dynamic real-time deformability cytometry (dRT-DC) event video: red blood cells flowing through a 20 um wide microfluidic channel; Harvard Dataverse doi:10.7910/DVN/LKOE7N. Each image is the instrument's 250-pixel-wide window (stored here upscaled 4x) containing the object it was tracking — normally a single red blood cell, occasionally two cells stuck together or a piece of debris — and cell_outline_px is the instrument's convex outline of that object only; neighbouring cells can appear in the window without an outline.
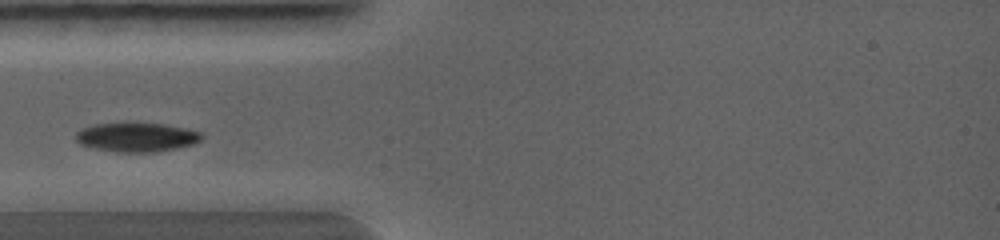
{"species": "common noctule bat (a hibernating species)", "species_latin": "Nyctalus noctula", "temperature_condition": "warm", "stored_images_in_passage": 10, "camera_frame_rate_fps": 5000, "um_per_image_px": 0.085, "animal": {"sex": "female", "body_mass_g": 19.0, "forearm_length_mm": 56.7}, "frame": {"image": 1, "passage_image": 1, "time_ms": 0.0, "image_size_px": [1000, 240], "cell_outline_px": [[204, 136], [200, 140], [192, 144], [176, 148], [156, 152], [116, 152], [96, 148], [80, 144], [76, 140], [76, 132], [80, 128], [92, 124], [124, 120], [164, 124], [184, 128], [200, 132]], "centroid_in_image_um": [11.55, 11.61], "position_along_channel_um": 73.4, "area_um2": 22.08}}
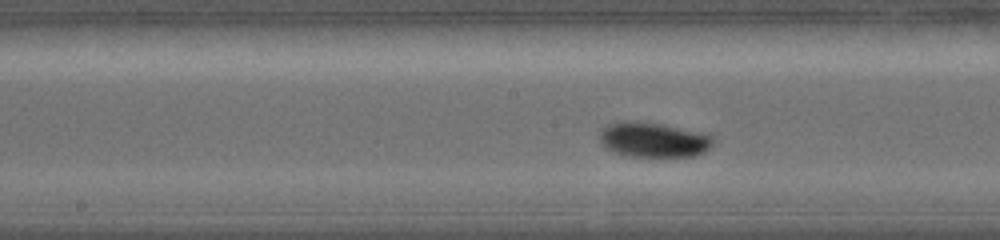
{"frame": {"image": 2, "passage_image": 6, "time_ms": 1.8, "image_size_px": [1000, 240], "cell_outline_px": [[716, 144], [704, 152], [696, 156], [632, 156], [616, 152], [604, 148], [600, 140], [600, 128], [608, 124], [620, 120], [644, 120], [708, 132], [712, 136]], "centroid_in_image_um": [55.59, 11.83], "position_along_channel_um": 192.6, "area_um2": 23.99}}
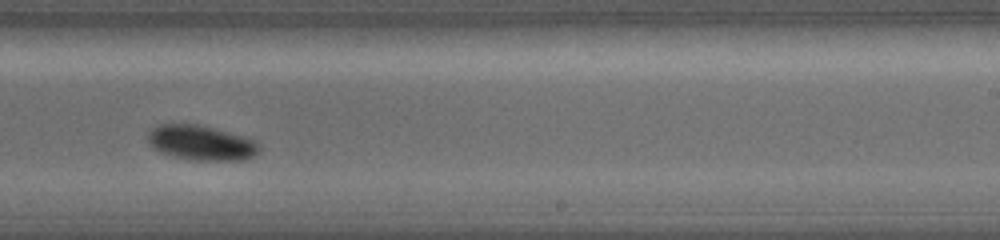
{"frame": {"image": 3, "passage_image": 9, "time_ms": 3.0, "image_size_px": [1000, 240], "cell_outline_px": [[260, 152], [244, 160], [196, 160], [172, 156], [160, 152], [152, 148], [148, 144], [148, 132], [152, 128], [160, 124], [196, 124], [244, 136], [260, 144]], "centroid_in_image_um": [17.08, 12.14], "position_along_channel_um": 271.9, "area_um2": 22.6}}